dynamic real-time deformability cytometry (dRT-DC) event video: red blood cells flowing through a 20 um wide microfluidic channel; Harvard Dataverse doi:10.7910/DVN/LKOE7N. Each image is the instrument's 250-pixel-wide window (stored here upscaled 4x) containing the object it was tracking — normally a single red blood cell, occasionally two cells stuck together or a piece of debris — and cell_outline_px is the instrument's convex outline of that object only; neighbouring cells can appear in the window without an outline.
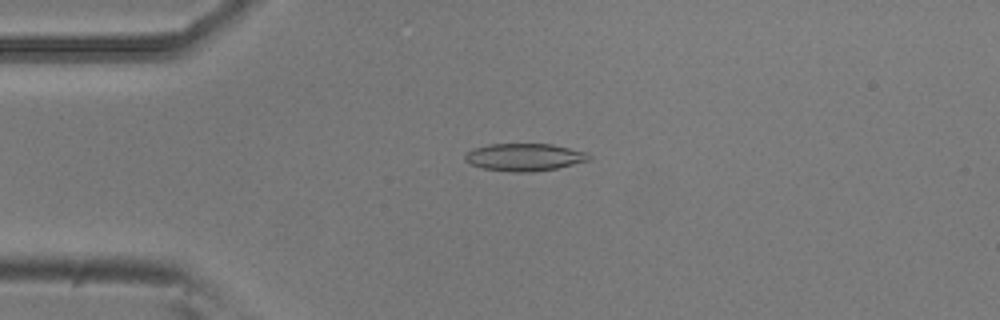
{"species": "common noctule bat (a hibernating species)", "species_latin": "Nyctalus noctula", "temperature_condition": "room temperature", "stored_images_in_passage": 52, "camera_frame_rate_fps": 3000, "um_per_image_px": 0.085, "animal": {"sex": "male", "body_mass_g": 20.5, "forearm_length_mm": 52.5}, "frame": {"image": 1, "passage_image": 12, "time_ms": 3.667, "image_size_px": [1000, 320], "cell_outline_px": [[592, 156], [588, 160], [556, 168], [532, 172], [512, 172], [484, 168], [472, 164], [464, 160], [464, 156], [468, 152], [476, 148], [488, 144], [552, 144], [588, 152]], "centroid_in_image_um": [44.6, 13.35], "position_along_channel_um": 40.4, "area_um2": 19.65}}
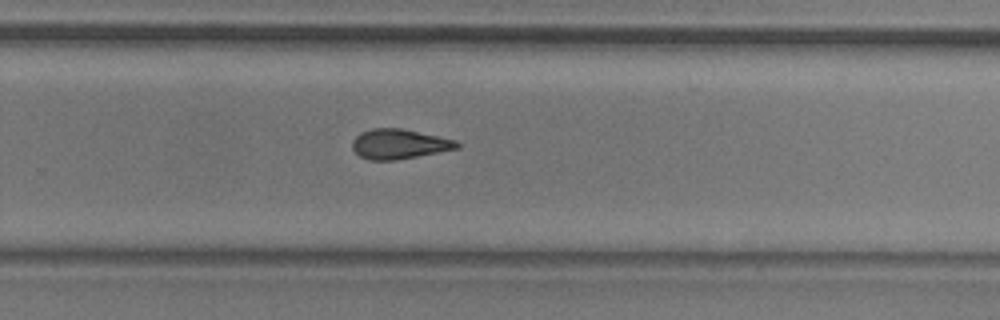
{"frame": {"image": 2, "passage_image": 34, "time_ms": 11.0, "image_size_px": [1000, 320], "cell_outline_px": [[460, 148], [396, 160], [368, 160], [360, 156], [352, 148], [352, 140], [360, 132], [372, 128], [400, 128], [456, 140], [460, 144]], "centroid_in_image_um": [33.91, 12.24], "position_along_channel_um": 295.9, "area_um2": 18.15}}
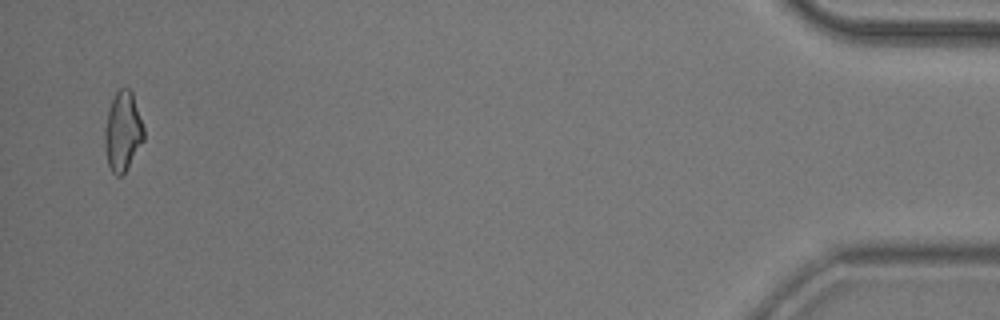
{"frame": {"image": 3, "passage_image": 51, "time_ms": 16.667, "image_size_px": [1000, 320], "cell_outline_px": [[144, 140], [124, 172], [120, 176], [116, 176], [112, 172], [108, 164], [104, 148], [104, 128], [108, 112], [112, 100], [116, 92], [120, 88], [128, 88], [132, 92], [144, 128]], "centroid_in_image_um": [10.42, 11.17], "position_along_channel_um": 424.8, "area_um2": 17.92}, "authors_computed_cell_mechanics": {"area_um2": 18.5538, "velocity_mm_per_s": 3.8111, "shape_relaxation_time_tau1_ms": 8.0815, "shape_relaxation_time_tau2_ms": 5.0623, "deformation_change_tau1": 0.1881, "deformation_change_tau2": 0.1401}}